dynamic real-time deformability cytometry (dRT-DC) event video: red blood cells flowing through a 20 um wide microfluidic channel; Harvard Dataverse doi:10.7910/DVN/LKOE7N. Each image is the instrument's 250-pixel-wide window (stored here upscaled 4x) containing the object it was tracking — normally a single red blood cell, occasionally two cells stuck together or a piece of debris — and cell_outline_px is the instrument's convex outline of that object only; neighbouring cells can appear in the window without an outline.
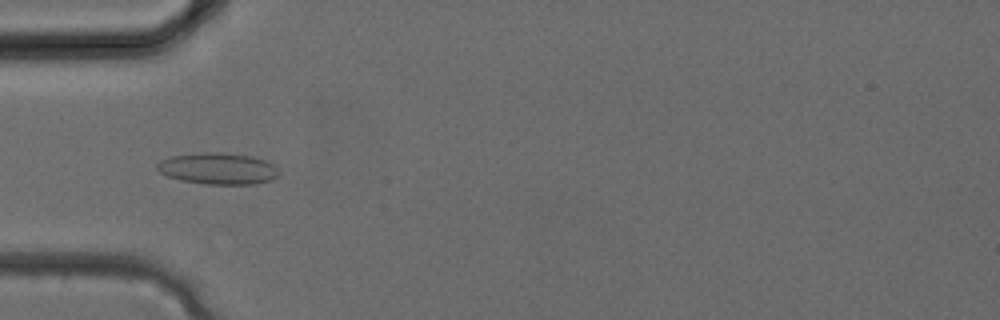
{"species": "common noctule bat (a hibernating species)", "species_latin": "Nyctalus noctula", "temperature_condition": "cold", "stored_images_in_passage": 32, "camera_frame_rate_fps": 3000, "um_per_image_px": 0.085, "animal": {"sex": "female", "body_mass_g": 24.6, "forearm_length_mm": 56.2}, "frame": {"image": 1, "passage_image": 10, "time_ms": 3.0, "image_size_px": [1000, 320], "cell_outline_px": [[280, 176], [272, 180], [256, 184], [204, 184], [180, 180], [168, 176], [160, 172], [156, 168], [156, 164], [160, 160], [168, 156], [204, 152], [220, 152], [252, 156], [264, 160], [272, 164], [280, 172]], "centroid_in_image_um": [18.53, 14.33], "position_along_channel_um": 66.5, "area_um2": 22.6}}
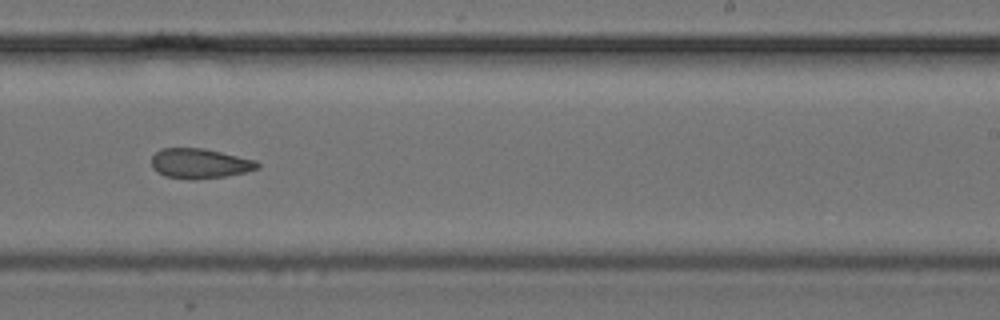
{"frame": {"image": 2, "passage_image": 20, "time_ms": 6.333, "image_size_px": [1000, 320], "cell_outline_px": [[260, 168], [244, 172], [224, 176], [196, 180], [192, 180], [164, 176], [156, 172], [152, 168], [152, 156], [160, 148], [204, 148], [256, 160], [260, 164]], "centroid_in_image_um": [16.96, 13.9], "position_along_channel_um": 272.0, "area_um2": 18.61}}
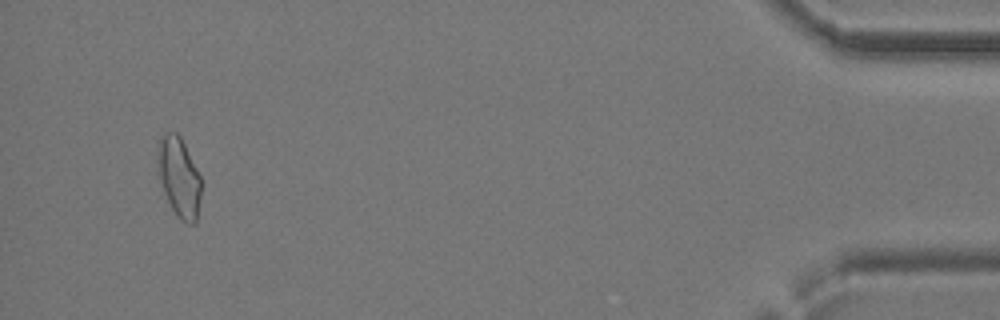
{"frame": {"image": 3, "passage_image": 31, "time_ms": 10.0, "image_size_px": [1000, 320], "cell_outline_px": [[200, 196], [196, 224], [188, 224], [180, 220], [176, 216], [164, 192], [160, 180], [156, 160], [156, 152], [160, 136], [164, 132], [176, 132], [180, 136], [200, 176]], "centroid_in_image_um": [15.18, 15.05], "position_along_channel_um": 420.0, "area_um2": 20.23}}